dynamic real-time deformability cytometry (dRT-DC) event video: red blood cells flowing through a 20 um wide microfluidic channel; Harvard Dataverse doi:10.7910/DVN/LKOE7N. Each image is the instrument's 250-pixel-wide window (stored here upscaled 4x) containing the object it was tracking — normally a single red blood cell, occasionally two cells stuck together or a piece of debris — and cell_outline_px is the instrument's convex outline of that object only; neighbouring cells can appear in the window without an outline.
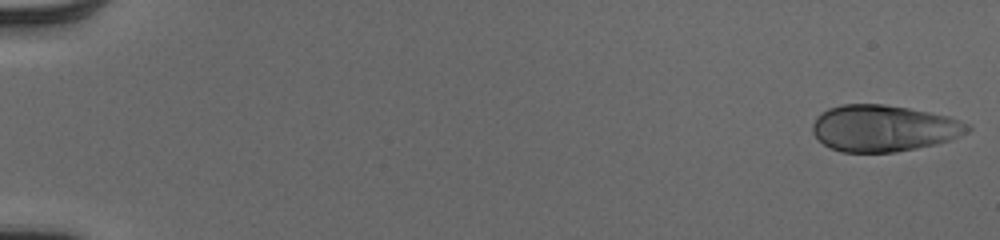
{"species": "human", "species_latin": "Homo sapiens", "temperature_condition": "cold", "stored_images_in_passage": 52, "camera_frame_rate_fps": 3000, "um_per_image_px": 0.085, "donor": {"sex": "male"}, "frame": {"image": 1, "passage_image": 1, "time_ms": 0.0, "image_size_px": [1000, 240], "cell_outline_px": [[972, 128], [968, 132], [948, 140], [936, 144], [896, 152], [840, 152], [824, 144], [812, 132], [812, 124], [816, 116], [820, 112], [828, 108], [844, 104], [884, 104], [908, 108], [948, 116], [968, 124]], "centroid_in_image_um": [75.08, 10.9], "position_along_channel_um": 9.9, "area_um2": 41.91}}
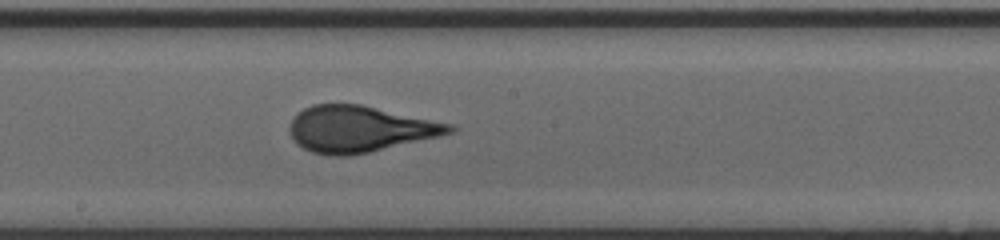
{"frame": {"image": 2, "passage_image": 30, "time_ms": 9.667, "image_size_px": [1000, 240], "cell_outline_px": [[456, 132], [352, 156], [328, 156], [312, 152], [296, 144], [292, 136], [292, 120], [304, 108], [312, 104], [360, 104], [456, 124]], "centroid_in_image_um": [30.64, 10.97], "position_along_channel_um": 217.6, "area_um2": 43.06}}
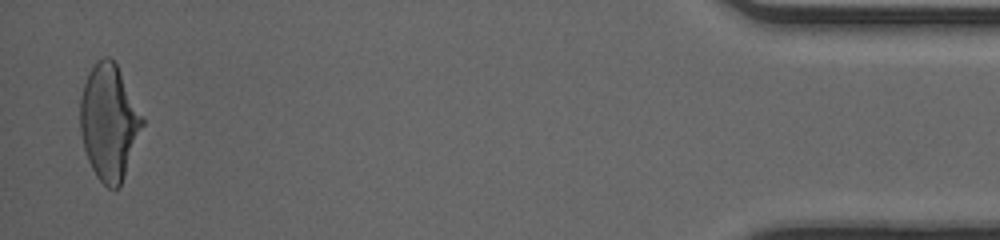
{"frame": {"image": 3, "passage_image": 51, "time_ms": 16.667, "image_size_px": [1000, 240], "cell_outline_px": [[144, 124], [120, 188], [108, 188], [96, 176], [88, 160], [84, 148], [80, 132], [80, 96], [88, 72], [104, 56], [108, 56], [116, 64], [144, 120]], "centroid_in_image_um": [9.25, 10.42], "position_along_channel_um": 425.9, "area_um2": 41.38}, "authors_computed_cell_mechanics": {"area_um2": 42.0206, "velocity_mm_per_s": 4.0541, "shape_relaxation_time_tau1_ms": 4.7247, "shape_relaxation_time_tau2_ms": null, "deformation_change_tau1": 0.1997, "deformation_change_tau2": null}}